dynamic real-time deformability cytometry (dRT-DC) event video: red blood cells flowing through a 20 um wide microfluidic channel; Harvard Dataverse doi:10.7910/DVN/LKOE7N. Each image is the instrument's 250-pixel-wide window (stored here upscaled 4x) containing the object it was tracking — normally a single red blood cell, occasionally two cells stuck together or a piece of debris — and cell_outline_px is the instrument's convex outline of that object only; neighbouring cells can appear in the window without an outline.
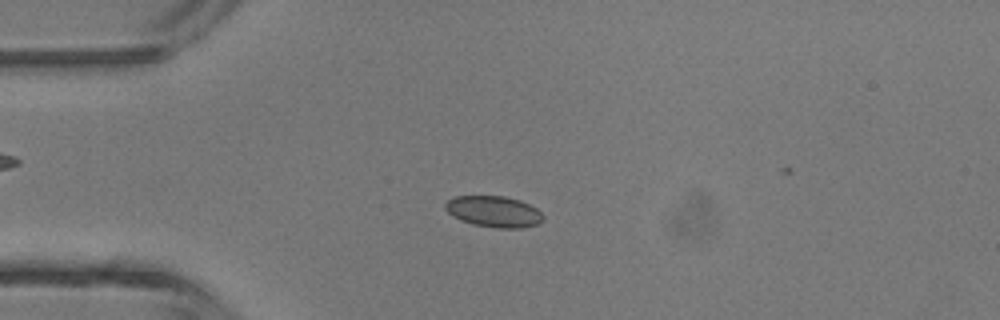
{"species": "common noctule bat (a hibernating species)", "species_latin": "Nyctalus noctula", "temperature_condition": "room temperature", "stored_images_in_passage": 4, "camera_frame_rate_fps": 3000, "um_per_image_px": 0.085, "animal": {"sex": "male", "body_mass_g": 13.3}, "frame": {"image": 1, "passage_image": 3, "time_ms": 0.667, "image_size_px": [1000, 320], "cell_outline_px": [[544, 220], [536, 224], [520, 228], [496, 228], [472, 224], [460, 220], [452, 216], [444, 208], [444, 204], [452, 196], [504, 196], [520, 200], [536, 208], [544, 216]], "centroid_in_image_um": [41.95, 17.98], "position_along_channel_um": 43.1, "area_um2": 17.86}}
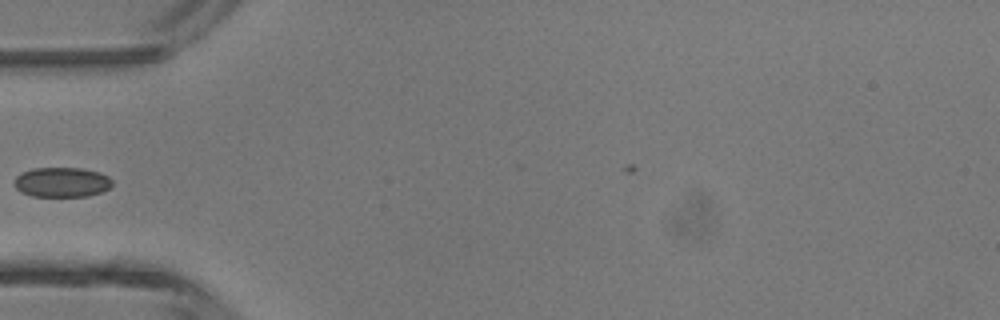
{"frame": {"image": 2, "passage_image": 4, "time_ms": 1.0, "image_size_px": [1000, 320], "cell_outline_px": [[112, 184], [108, 188], [100, 192], [88, 196], [32, 196], [20, 192], [12, 184], [16, 176], [20, 172], [32, 168], [80, 168], [100, 172], [108, 176], [112, 180]], "centroid_in_image_um": [5.21, 15.48], "position_along_channel_um": 79.8, "area_um2": 17.17}}